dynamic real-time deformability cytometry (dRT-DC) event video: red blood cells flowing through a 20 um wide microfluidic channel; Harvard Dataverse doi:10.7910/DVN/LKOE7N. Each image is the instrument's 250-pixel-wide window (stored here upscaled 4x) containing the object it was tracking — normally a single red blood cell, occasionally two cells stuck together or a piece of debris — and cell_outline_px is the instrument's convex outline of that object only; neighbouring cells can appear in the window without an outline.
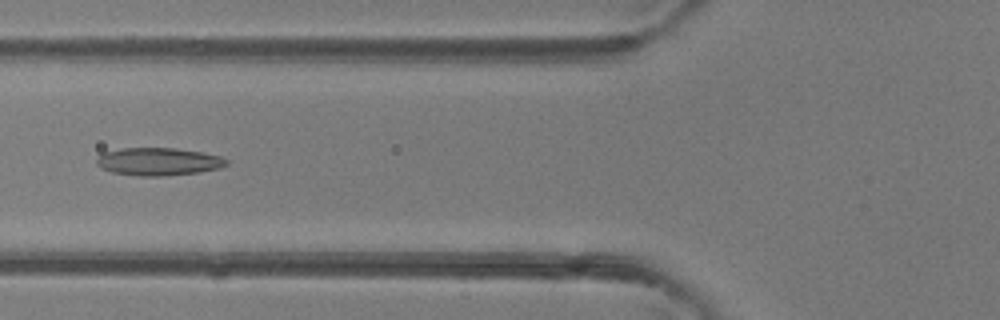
{"species": "common noctule bat (a hibernating species)", "species_latin": "Nyctalus noctula", "temperature_condition": "room temperature", "stored_images_in_passage": 29, "camera_frame_rate_fps": 3000, "um_per_image_px": 0.085, "animal": {"sex": "female"}, "frame": {"image": 1, "passage_image": 4, "time_ms": 1.0, "image_size_px": [1000, 320], "cell_outline_px": [[228, 164], [220, 168], [200, 172], [164, 176], [136, 176], [112, 172], [100, 168], [96, 164], [96, 160], [104, 152], [124, 148], [176, 148], [200, 152], [220, 156], [228, 160]], "centroid_in_image_um": [13.47, 13.74], "position_along_channel_um": 112.3, "area_um2": 21.04}}
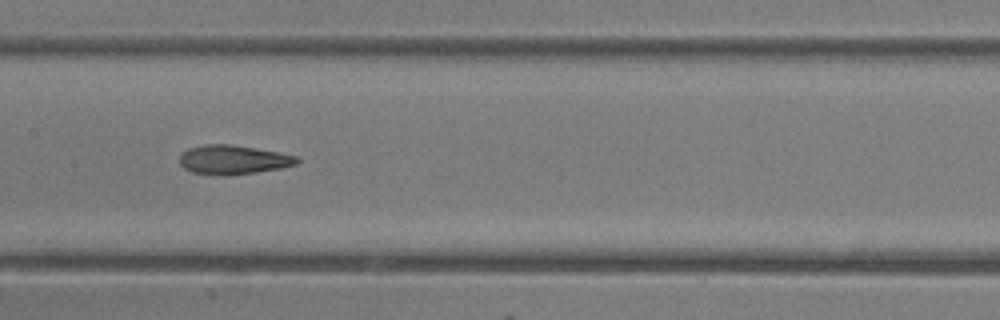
{"frame": {"image": 2, "passage_image": 9, "time_ms": 2.667, "image_size_px": [1000, 320], "cell_outline_px": [[300, 160], [296, 164], [280, 168], [256, 172], [228, 176], [224, 176], [192, 172], [184, 168], [180, 164], [180, 152], [188, 148], [204, 144], [232, 144], [276, 152], [296, 156]], "centroid_in_image_um": [19.77, 13.58], "position_along_channel_um": 187.6, "area_um2": 19.94}}
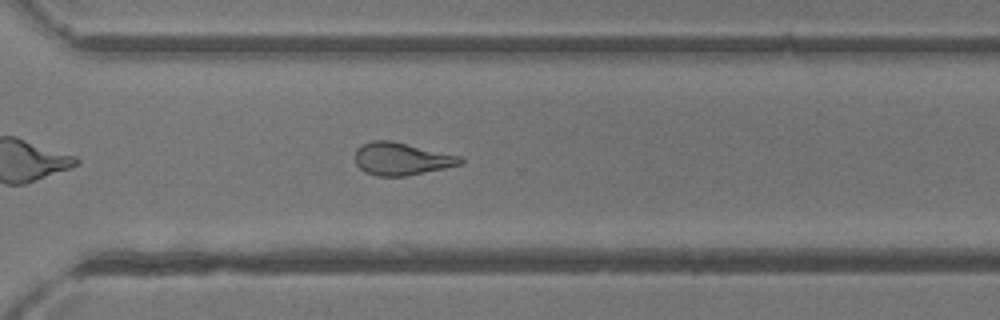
{"frame": {"image": 3, "passage_image": 19, "time_ms": 6.0, "image_size_px": [1000, 320], "cell_outline_px": [[464, 164], [404, 176], [376, 176], [364, 172], [356, 164], [356, 148], [372, 140], [392, 140], [460, 156], [464, 160]], "centroid_in_image_um": [34.13, 13.5], "position_along_channel_um": 336.5, "area_um2": 19.94}}